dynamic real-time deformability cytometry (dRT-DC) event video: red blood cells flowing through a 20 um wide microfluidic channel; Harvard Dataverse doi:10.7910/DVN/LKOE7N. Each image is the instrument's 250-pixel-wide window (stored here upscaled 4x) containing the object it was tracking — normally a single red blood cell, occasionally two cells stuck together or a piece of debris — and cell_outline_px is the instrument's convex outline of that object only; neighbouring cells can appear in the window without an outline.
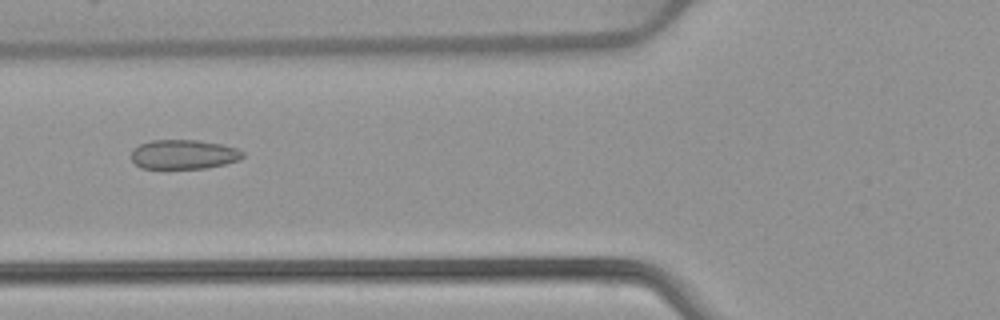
{"species": "common noctule bat (a hibernating species)", "species_latin": "Nyctalus noctula", "temperature_condition": "warm", "stored_images_in_passage": 52, "camera_frame_rate_fps": 3000, "um_per_image_px": 0.085, "animal": {"sex": "female", "body_mass_g": 22.7, "forearm_length_mm": 54.2}, "frame": {"image": 1, "passage_image": 20, "time_ms": 6.333, "image_size_px": [1000, 320], "cell_outline_px": [[244, 156], [240, 160], [224, 164], [204, 168], [140, 168], [132, 160], [132, 148], [140, 144], [152, 140], [200, 140], [224, 144], [236, 148], [244, 152]], "centroid_in_image_um": [15.63, 13.11], "position_along_channel_um": 110.2, "area_um2": 19.19}}
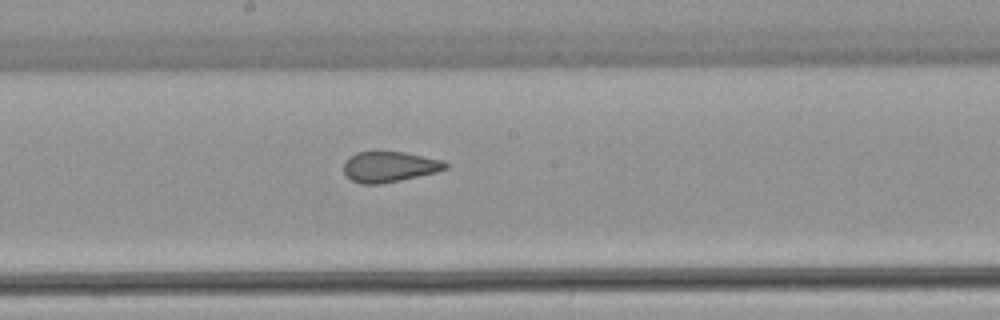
{"frame": {"image": 2, "passage_image": 28, "time_ms": 9.0, "image_size_px": [1000, 320], "cell_outline_px": [[448, 168], [436, 172], [400, 180], [380, 184], [360, 184], [352, 180], [344, 172], [344, 160], [356, 152], [404, 152], [444, 160], [448, 164]], "centroid_in_image_um": [33.11, 14.17], "position_along_channel_um": 215.1, "area_um2": 18.09}}
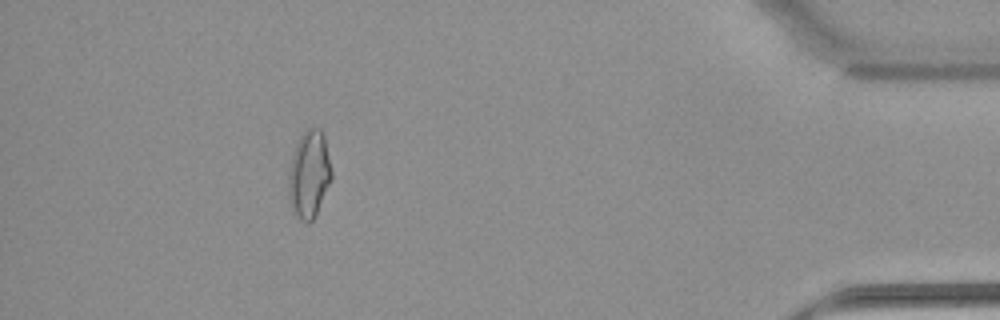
{"frame": {"image": 3, "passage_image": 47, "time_ms": 15.333, "image_size_px": [1000, 320], "cell_outline_px": [[332, 180], [312, 220], [308, 224], [304, 224], [296, 216], [292, 208], [288, 196], [288, 172], [292, 156], [296, 144], [300, 136], [308, 128], [320, 128], [324, 132], [332, 172]], "centroid_in_image_um": [26.27, 14.81], "position_along_channel_um": 408.9, "area_um2": 22.08}, "authors_computed_cell_mechanics": {"area_um2": 19.7965, "velocity_mm_per_s": 3.9291, "shape_relaxation_time_tau1_ms": null, "shape_relaxation_time_tau2_ms": 1.0424, "deformation_change_tau1": null, "deformation_change_tau2": 0.0591}}